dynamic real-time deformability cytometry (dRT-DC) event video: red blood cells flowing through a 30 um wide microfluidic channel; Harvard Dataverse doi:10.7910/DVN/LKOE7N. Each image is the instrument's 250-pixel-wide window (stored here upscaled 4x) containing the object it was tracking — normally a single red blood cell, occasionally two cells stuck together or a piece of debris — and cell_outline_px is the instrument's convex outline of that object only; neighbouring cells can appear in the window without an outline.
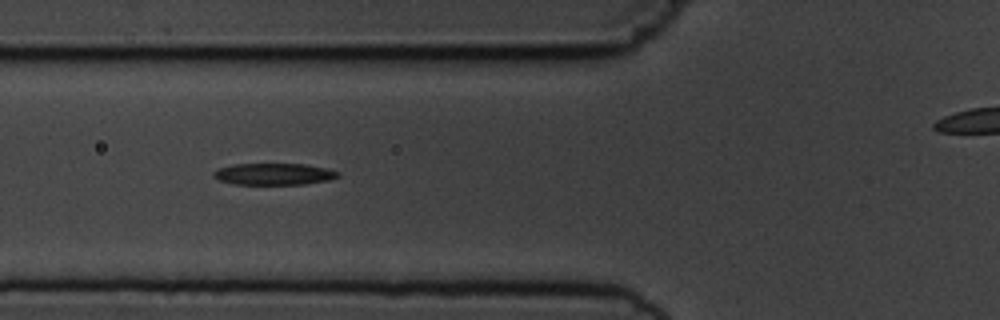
{"species": "common noctule bat (a hibernating species)", "species_latin": "Nyctalus noctula", "temperature_condition": "cold", "stored_images_in_passage": 7, "segment_of_instrument_passage": [1, 2], "camera_frame_rate_fps": 3000, "um_per_image_px": 0.085, "animal": {"sex": "male", "body_mass_g": 19.5, "forearm_length_mm": 54.6}, "frame": {"image": 1, "passage_image": 5, "time_ms": 5.667, "image_size_px": [1000, 320], "cell_outline_px": [[340, 176], [328, 180], [304, 184], [232, 184], [220, 180], [212, 176], [212, 172], [216, 168], [232, 164], [304, 164], [324, 168], [340, 172]], "centroid_in_image_um": [23.22, 14.79], "position_along_channel_um": 102.6, "area_um2": 15.72}}
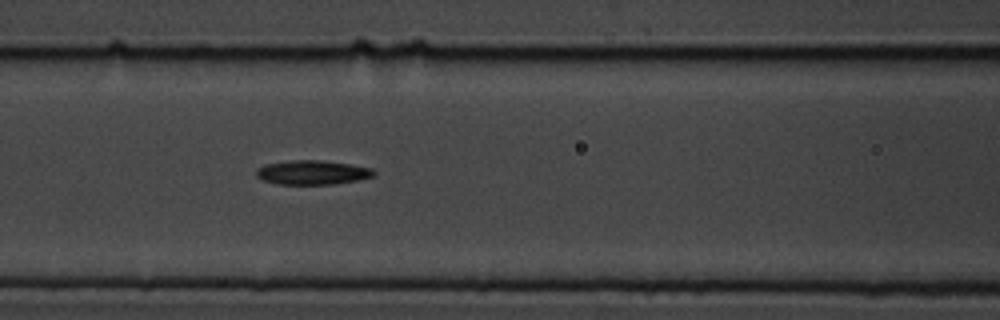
{"frame": {"image": 2, "passage_image": 6, "time_ms": 6.667, "image_size_px": [1000, 320], "cell_outline_px": [[376, 176], [360, 180], [332, 184], [276, 184], [264, 180], [256, 176], [256, 168], [264, 164], [296, 160], [320, 160], [348, 164], [372, 168], [376, 172]], "centroid_in_image_um": [26.57, 14.66], "position_along_channel_um": 140.0, "area_um2": 16.65}}